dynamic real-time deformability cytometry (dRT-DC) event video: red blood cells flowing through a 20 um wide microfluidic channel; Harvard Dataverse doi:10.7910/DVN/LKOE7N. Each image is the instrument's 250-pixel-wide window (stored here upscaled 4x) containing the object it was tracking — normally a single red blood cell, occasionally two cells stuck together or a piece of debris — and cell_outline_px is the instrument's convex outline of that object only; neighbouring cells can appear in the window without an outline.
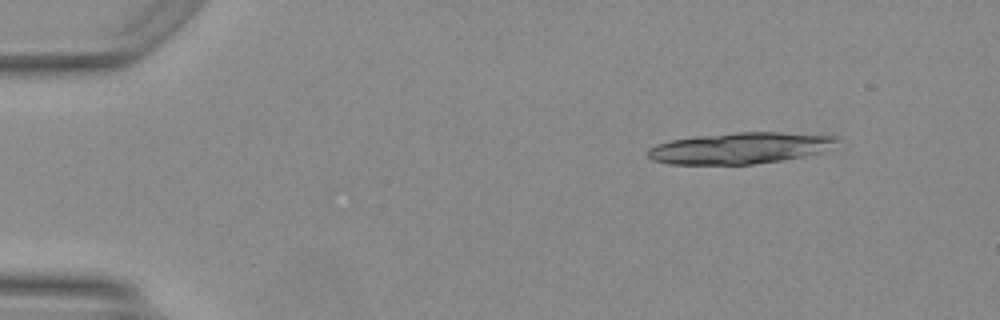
{"species": "Egyptian fruit bat (a non-hibernating species)", "species_latin": "Rousettus aegyptiacus", "temperature_condition": "warm", "stored_images_in_passage": 17, "camera_frame_rate_fps": 3000, "um_per_image_px": 0.085, "animal": {"sex": "female"}, "frame": {"image": 1, "passage_image": 1, "time_ms": 0.0, "image_size_px": [1000, 320], "cell_outline_px": [[836, 140], [820, 152], [780, 160], [752, 164], [668, 164], [652, 160], [648, 156], [648, 148], [656, 144], [672, 140], [696, 136], [736, 132], [780, 132], [836, 136]], "centroid_in_image_um": [62.78, 12.58], "position_along_channel_um": 22.2, "area_um2": 33.87}}